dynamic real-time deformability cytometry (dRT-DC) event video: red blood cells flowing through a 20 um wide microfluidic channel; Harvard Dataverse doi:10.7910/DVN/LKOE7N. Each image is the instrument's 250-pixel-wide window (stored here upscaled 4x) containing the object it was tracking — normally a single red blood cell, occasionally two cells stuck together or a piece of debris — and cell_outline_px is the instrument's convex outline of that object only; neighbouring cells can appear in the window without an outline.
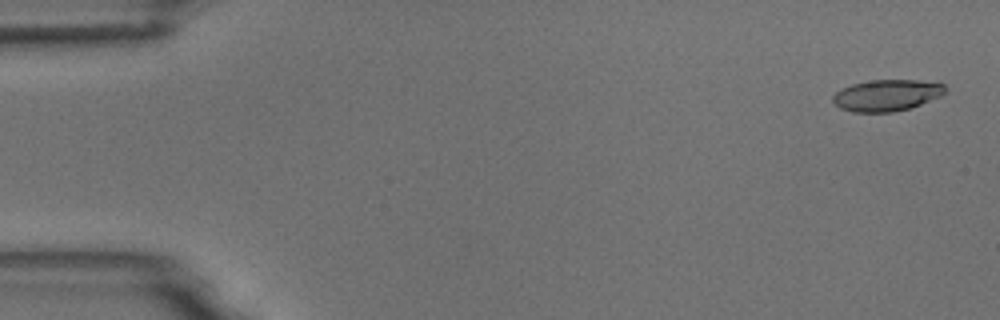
{"species": "common noctule bat (a hibernating species)", "species_latin": "Nyctalus noctula", "temperature_condition": "room temperature", "stored_images_in_passage": 4, "camera_frame_rate_fps": 3000, "um_per_image_px": 0.085, "animal": {"sex": "male", "body_mass_g": 18.8}, "frame": {"image": 1, "passage_image": 1, "time_ms": 0.0, "image_size_px": [1000, 320], "cell_outline_px": [[944, 92], [940, 96], [920, 104], [908, 108], [892, 112], [852, 112], [840, 108], [832, 100], [832, 96], [836, 92], [852, 84], [872, 80], [916, 80], [944, 84]], "centroid_in_image_um": [75.33, 8.1], "position_along_channel_um": 9.7, "area_um2": 20.23}}
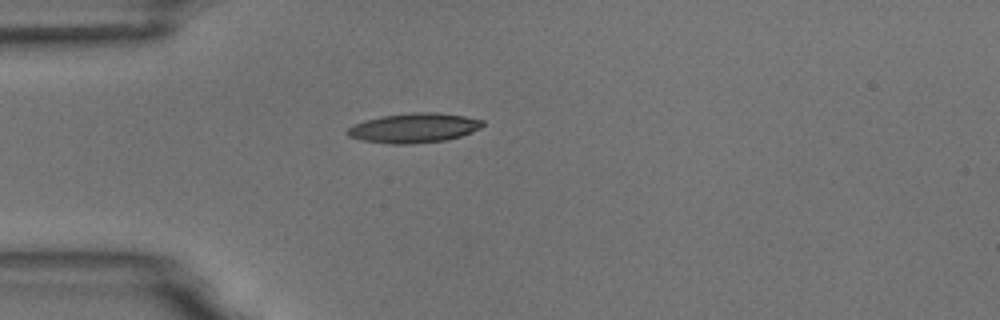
{"frame": {"image": 2, "passage_image": 4, "time_ms": 4.333, "image_size_px": [1000, 320], "cell_outline_px": [[484, 124], [480, 128], [472, 132], [460, 136], [444, 140], [412, 144], [388, 144], [364, 140], [348, 136], [344, 132], [348, 128], [364, 120], [380, 116], [412, 112], [436, 112], [464, 116], [484, 120]], "centroid_in_image_um": [35.18, 10.87], "position_along_channel_um": 49.8, "area_um2": 23.35}}